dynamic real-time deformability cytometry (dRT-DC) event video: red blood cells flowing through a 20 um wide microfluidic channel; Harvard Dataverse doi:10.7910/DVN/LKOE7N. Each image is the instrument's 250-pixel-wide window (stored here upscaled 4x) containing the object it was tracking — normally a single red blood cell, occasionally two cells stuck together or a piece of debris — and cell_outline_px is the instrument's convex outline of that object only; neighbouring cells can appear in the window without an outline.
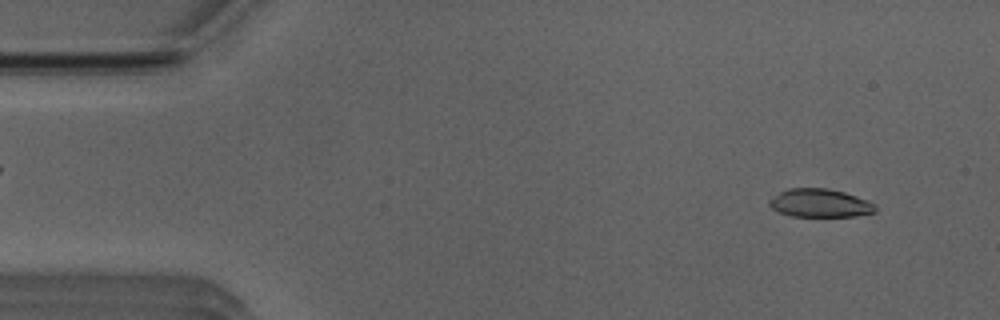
{"species": "Egyptian fruit bat (a non-hibernating species)", "species_latin": "Rousettus aegyptiacus", "temperature_condition": "room temperature", "stored_images_in_passage": 34, "camera_frame_rate_fps": 3000, "um_per_image_px": 0.085, "animal": {"sex": "male"}, "frame": {"image": 1, "passage_image": 4, "time_ms": 1.0, "image_size_px": [1000, 320], "cell_outline_px": [[876, 212], [856, 216], [792, 216], [780, 212], [772, 208], [768, 204], [768, 200], [780, 192], [788, 188], [828, 188], [844, 192], [868, 200], [876, 204]], "centroid_in_image_um": [69.72, 17.26], "position_along_channel_um": 15.3, "area_um2": 17.51}}
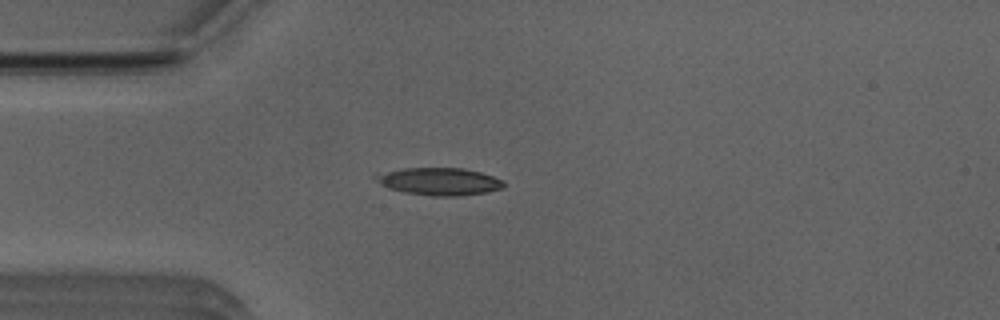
{"frame": {"image": 2, "passage_image": 13, "time_ms": 4.0, "image_size_px": [1000, 320], "cell_outline_px": [[504, 188], [484, 192], [460, 196], [432, 196], [404, 192], [388, 188], [380, 184], [372, 176], [404, 168], [464, 168], [480, 172], [504, 180]], "centroid_in_image_um": [37.36, 15.43], "position_along_channel_um": 47.6, "area_um2": 20.35}}
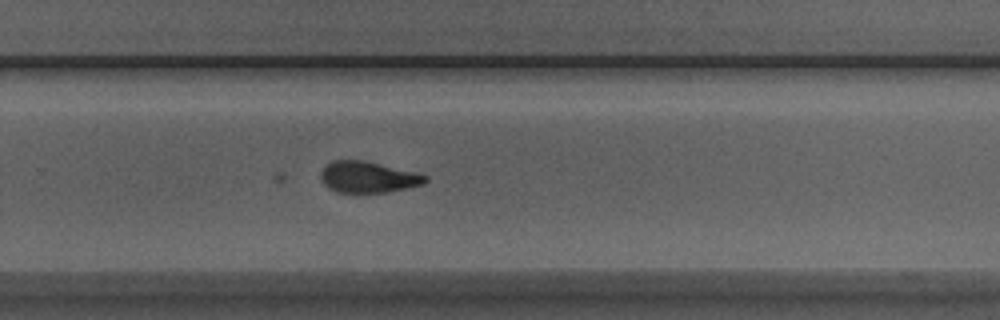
{"frame": {"image": 3, "passage_image": 33, "time_ms": 10.667, "image_size_px": [1000, 320], "cell_outline_px": [[428, 180], [424, 184], [388, 192], [336, 192], [328, 188], [324, 184], [320, 176], [320, 172], [332, 160], [364, 160], [428, 176]], "centroid_in_image_um": [31.26, 15.06], "position_along_channel_um": 298.5, "area_um2": 18.79}}